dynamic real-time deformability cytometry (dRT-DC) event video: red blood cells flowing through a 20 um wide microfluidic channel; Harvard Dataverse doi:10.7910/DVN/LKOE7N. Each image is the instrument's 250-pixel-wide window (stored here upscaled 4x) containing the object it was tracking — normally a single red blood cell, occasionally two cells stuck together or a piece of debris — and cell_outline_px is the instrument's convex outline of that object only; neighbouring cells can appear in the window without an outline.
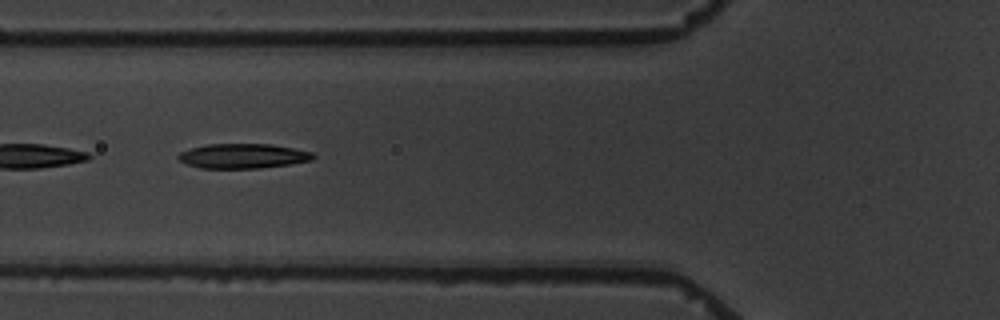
{"species": "common noctule bat (a hibernating species)", "species_latin": "Nyctalus noctula", "temperature_condition": "warm", "stored_images_in_passage": 6, "camera_frame_rate_fps": 3000, "um_per_image_px": 0.085, "animal": {"sex": "male", "body_mass_g": 19.5, "forearm_length_mm": 54.6}, "frame": {"image": 1, "passage_image": 5, "time_ms": 5.0, "image_size_px": [1000, 320], "cell_outline_px": [[316, 156], [312, 160], [288, 164], [260, 168], [200, 168], [188, 164], [180, 160], [176, 156], [180, 152], [192, 148], [208, 144], [268, 144], [292, 148], [312, 152]], "centroid_in_image_um": [20.65, 13.26], "position_along_channel_um": 105.2, "area_um2": 19.19}}